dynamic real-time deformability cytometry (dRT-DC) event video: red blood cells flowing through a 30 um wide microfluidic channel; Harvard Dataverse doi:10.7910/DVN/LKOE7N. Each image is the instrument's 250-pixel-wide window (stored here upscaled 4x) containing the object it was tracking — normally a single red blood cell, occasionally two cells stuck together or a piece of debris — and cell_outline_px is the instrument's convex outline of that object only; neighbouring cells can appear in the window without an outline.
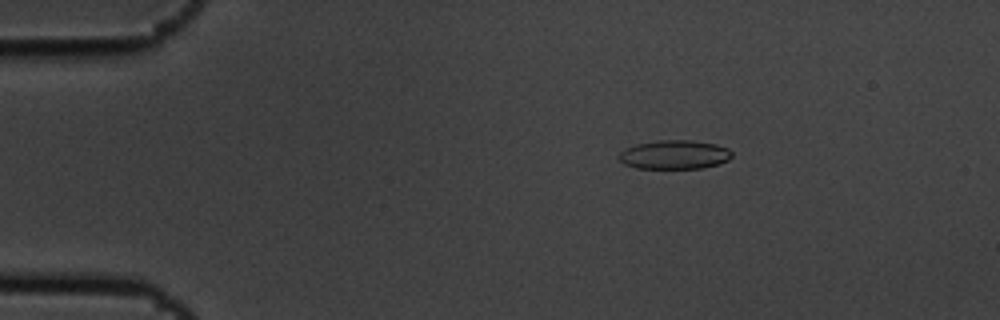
{"species": "common noctule bat (a hibernating species)", "species_latin": "Nyctalus noctula", "temperature_condition": "cold", "stored_images_in_passage": 2, "camera_frame_rate_fps": 3000, "um_per_image_px": 0.085, "animal": {"sex": "male", "body_mass_g": 19.5, "forearm_length_mm": 54.6}, "frame": {"image": 1, "passage_image": 1, "time_ms": 0.0, "image_size_px": [1000, 320], "cell_outline_px": [[732, 156], [728, 160], [720, 164], [700, 168], [636, 168], [624, 164], [616, 156], [624, 148], [636, 144], [660, 140], [688, 140], [716, 144], [728, 148], [732, 152]], "centroid_in_image_um": [57.31, 13.14], "position_along_channel_um": 27.7, "area_um2": 19.13}}